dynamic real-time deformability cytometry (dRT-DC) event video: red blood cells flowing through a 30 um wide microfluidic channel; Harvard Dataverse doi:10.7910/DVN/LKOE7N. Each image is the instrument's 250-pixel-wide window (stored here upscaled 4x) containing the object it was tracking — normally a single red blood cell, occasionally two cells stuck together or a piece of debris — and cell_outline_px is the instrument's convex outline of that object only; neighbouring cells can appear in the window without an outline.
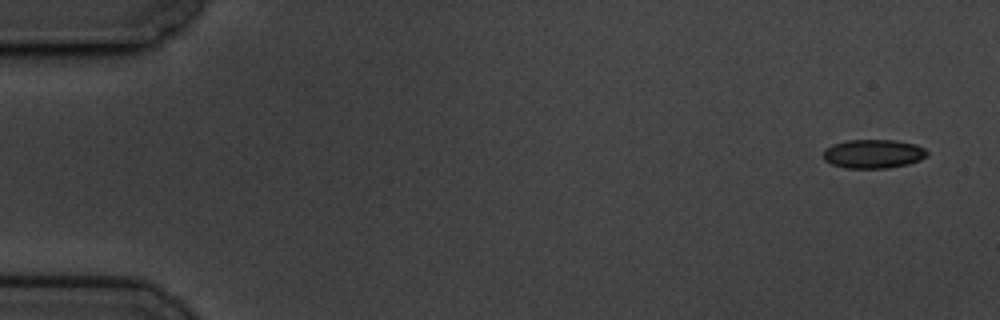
{"species": "common noctule bat (a hibernating species)", "species_latin": "Nyctalus noctula", "temperature_condition": "cold", "stored_images_in_passage": 6, "camera_frame_rate_fps": 3000, "um_per_image_px": 0.085, "animal": {"sex": "male", "body_mass_g": 19.5, "forearm_length_mm": 54.6}, "frame": {"image": 1, "passage_image": 1, "time_ms": 0.0, "image_size_px": [1000, 320], "cell_outline_px": [[928, 156], [920, 160], [908, 164], [888, 168], [844, 168], [832, 164], [824, 160], [824, 152], [832, 144], [848, 140], [896, 140], [916, 144], [924, 148], [928, 152]], "centroid_in_image_um": [74.27, 13.08], "position_along_channel_um": 10.7, "area_um2": 17.51}}
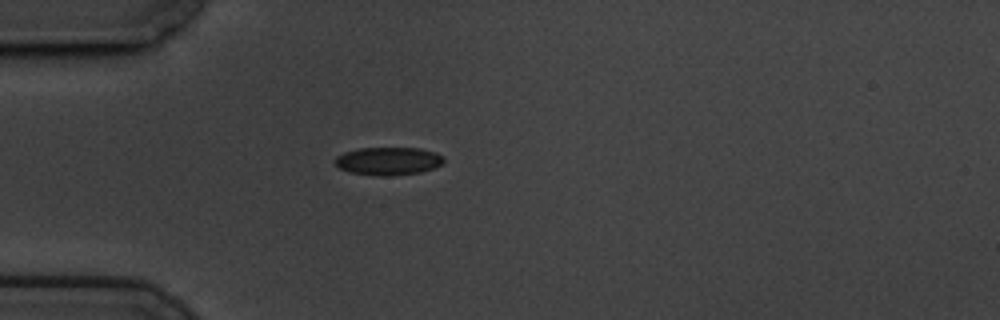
{"frame": {"image": 2, "passage_image": 5, "time_ms": 1.333, "image_size_px": [1000, 320], "cell_outline_px": [[444, 164], [420, 172], [388, 176], [376, 176], [348, 172], [340, 168], [332, 160], [336, 156], [344, 152], [360, 148], [420, 148], [436, 152], [444, 156]], "centroid_in_image_um": [33.0, 13.69], "position_along_channel_um": 52.0, "area_um2": 17.92}}